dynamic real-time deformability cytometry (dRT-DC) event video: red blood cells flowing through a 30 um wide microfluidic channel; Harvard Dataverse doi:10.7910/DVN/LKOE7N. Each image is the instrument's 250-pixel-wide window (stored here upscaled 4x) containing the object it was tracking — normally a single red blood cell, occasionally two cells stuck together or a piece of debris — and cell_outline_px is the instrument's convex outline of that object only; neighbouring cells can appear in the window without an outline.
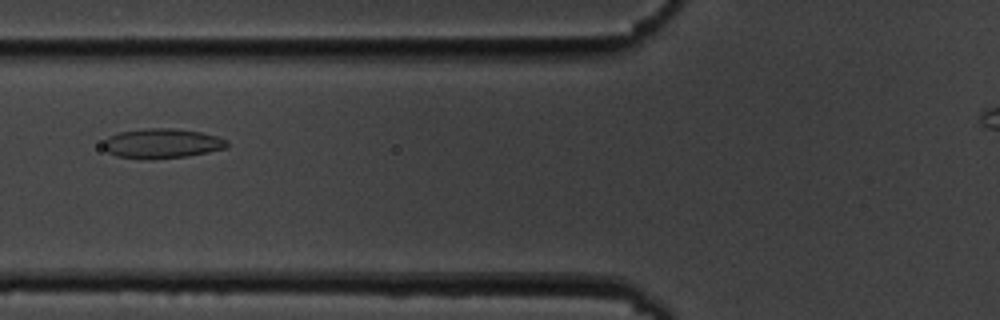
{"species": "common noctule bat (a hibernating species)", "species_latin": "Nyctalus noctula", "temperature_condition": "cold", "stored_images_in_passage": 5, "camera_frame_rate_fps": 3000, "um_per_image_px": 0.085, "animal": {"sex": "male", "body_mass_g": 19.5, "forearm_length_mm": 54.6}, "frame": {"image": 1, "passage_image": 2, "time_ms": 1.0, "image_size_px": [1000, 320], "cell_outline_px": [[228, 148], [208, 152], [184, 156], [152, 160], [116, 156], [108, 152], [104, 148], [104, 140], [108, 136], [120, 132], [148, 128], [176, 128], [200, 132], [216, 136], [228, 140]], "centroid_in_image_um": [13.78, 12.19], "position_along_channel_um": 112.0, "area_um2": 21.44}}
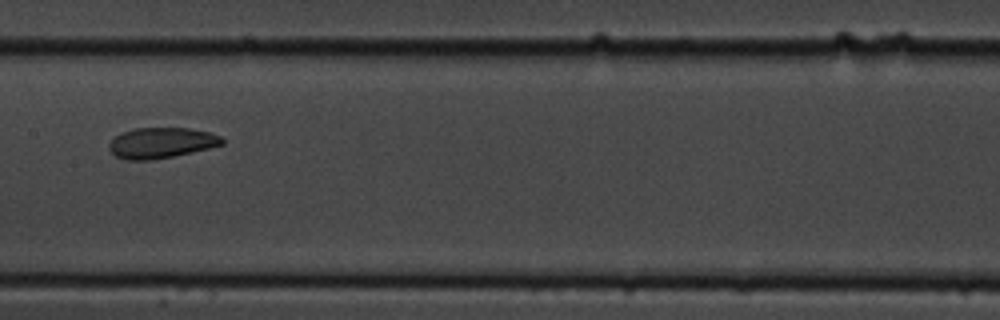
{"frame": {"image": 2, "passage_image": 4, "time_ms": 3.333, "image_size_px": [1000, 320], "cell_outline_px": [[224, 144], [208, 148], [172, 156], [152, 160], [124, 160], [116, 156], [108, 148], [108, 144], [116, 136], [124, 132], [136, 128], [188, 128], [208, 132], [220, 136], [224, 140]], "centroid_in_image_um": [13.69, 12.15], "position_along_channel_um": 193.7, "area_um2": 19.94}}
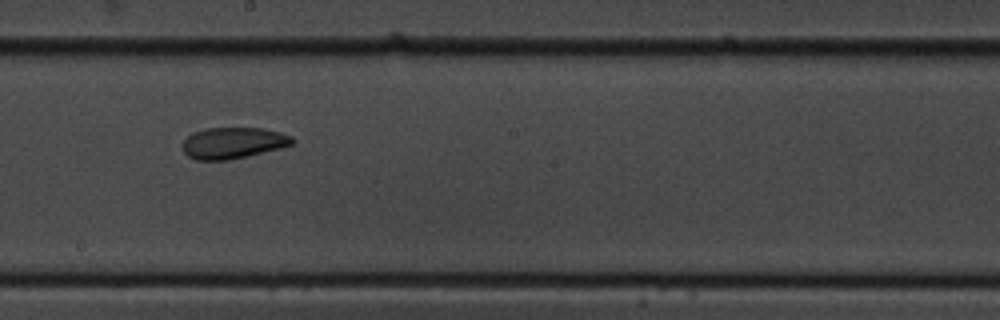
{"frame": {"image": 3, "passage_image": 5, "time_ms": 4.333, "image_size_px": [1000, 320], "cell_outline_px": [[296, 140], [292, 144], [280, 148], [248, 156], [228, 160], [196, 160], [188, 156], [184, 152], [184, 140], [192, 132], [204, 128], [260, 128], [280, 132], [292, 136]], "centroid_in_image_um": [19.82, 12.15], "position_along_channel_um": 228.4, "area_um2": 20.0}}